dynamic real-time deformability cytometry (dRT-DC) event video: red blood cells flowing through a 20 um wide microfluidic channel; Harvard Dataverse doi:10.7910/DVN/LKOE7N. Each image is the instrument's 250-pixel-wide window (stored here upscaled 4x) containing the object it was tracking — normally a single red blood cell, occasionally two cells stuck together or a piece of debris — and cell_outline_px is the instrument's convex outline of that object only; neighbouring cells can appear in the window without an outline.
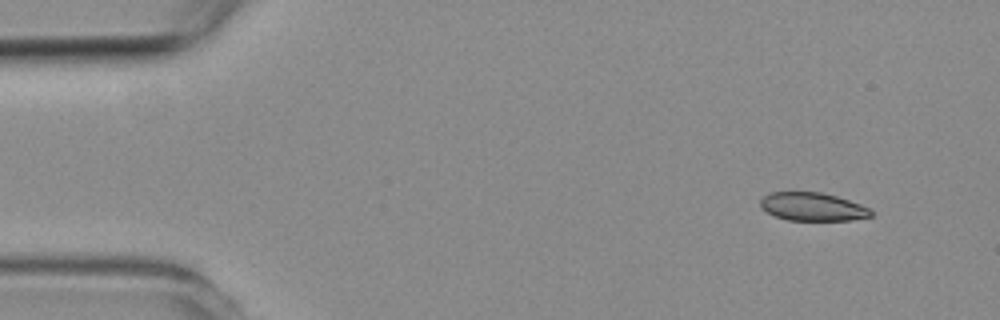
{"species": "common noctule bat (a hibernating species)", "species_latin": "Nyctalus noctula", "temperature_condition": "room temperature", "stored_images_in_passage": 6, "camera_frame_rate_fps": 3000, "um_per_image_px": 0.085, "animal": {"sex": "female", "body_mass_g": 19.3, "forearm_length_mm": 54.1}, "frame": {"image": 1, "passage_image": 2, "time_ms": 1.333, "image_size_px": [1000, 320], "cell_outline_px": [[872, 216], [852, 220], [788, 220], [776, 216], [760, 208], [760, 200], [764, 196], [772, 192], [820, 192], [836, 196], [860, 204], [868, 208], [872, 212]], "centroid_in_image_um": [69.05, 17.57], "position_along_channel_um": 15.9, "area_um2": 18.03}}
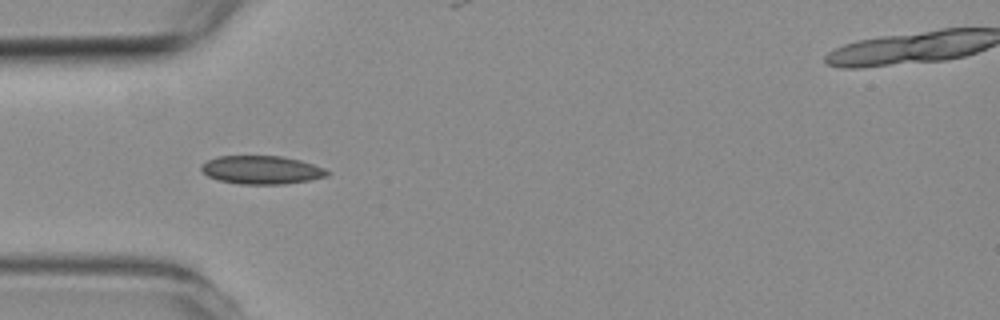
{"frame": {"image": 2, "passage_image": 5, "time_ms": 5.0, "image_size_px": [1000, 320], "cell_outline_px": [[328, 176], [308, 180], [284, 184], [240, 184], [220, 180], [208, 176], [200, 168], [200, 164], [216, 156], [280, 156], [300, 160], [324, 168], [328, 172]], "centroid_in_image_um": [22.21, 14.44], "position_along_channel_um": 62.8, "area_um2": 20.63}}
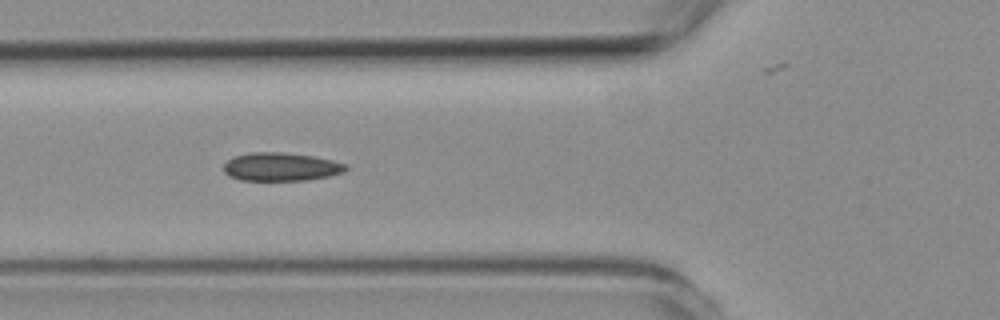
{"frame": {"image": 3, "passage_image": 6, "time_ms": 6.0, "image_size_px": [1000, 320], "cell_outline_px": [[348, 168], [344, 172], [328, 176], [308, 180], [240, 180], [228, 176], [224, 172], [224, 164], [232, 156], [248, 152], [284, 152], [312, 156], [332, 160], [348, 164]], "centroid_in_image_um": [23.86, 14.17], "position_along_channel_um": 101.9, "area_um2": 20.35}}